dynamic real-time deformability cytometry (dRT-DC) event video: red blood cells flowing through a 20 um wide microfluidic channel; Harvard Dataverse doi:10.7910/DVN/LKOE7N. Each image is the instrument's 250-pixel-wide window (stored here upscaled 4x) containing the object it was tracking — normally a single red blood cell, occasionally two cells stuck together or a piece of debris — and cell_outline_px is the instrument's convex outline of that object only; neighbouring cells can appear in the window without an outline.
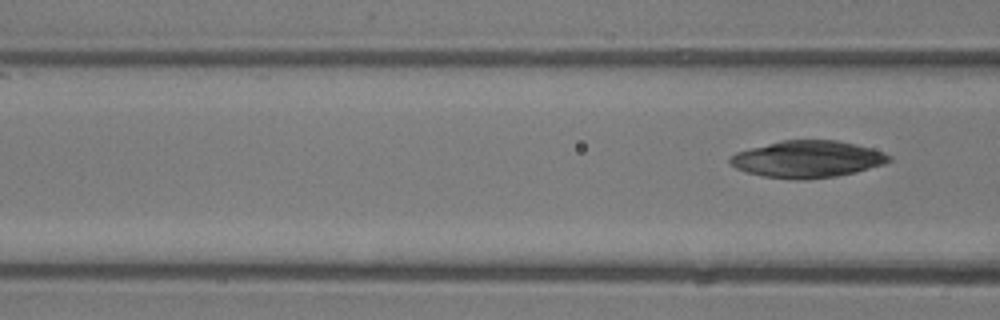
{"species": "common noctule bat (a hibernating species)", "species_latin": "Nyctalus noctula", "temperature_condition": "room temperature", "stored_images_in_passage": 4, "camera_frame_rate_fps": 3000, "um_per_image_px": 0.085, "animal": {"sex": "male", "body_mass_g": 13.3}, "frame": {"image": 1, "passage_image": 4, "time_ms": 3.667, "image_size_px": [1000, 320], "cell_outline_px": [[892, 160], [884, 164], [856, 172], [836, 176], [808, 180], [796, 180], [764, 176], [748, 172], [736, 168], [728, 160], [728, 156], [736, 152], [780, 140], [836, 140], [856, 144], [872, 148], [884, 152], [892, 156]], "centroid_in_image_um": [68.65, 13.53], "position_along_channel_um": 97.9, "area_um2": 34.33}}